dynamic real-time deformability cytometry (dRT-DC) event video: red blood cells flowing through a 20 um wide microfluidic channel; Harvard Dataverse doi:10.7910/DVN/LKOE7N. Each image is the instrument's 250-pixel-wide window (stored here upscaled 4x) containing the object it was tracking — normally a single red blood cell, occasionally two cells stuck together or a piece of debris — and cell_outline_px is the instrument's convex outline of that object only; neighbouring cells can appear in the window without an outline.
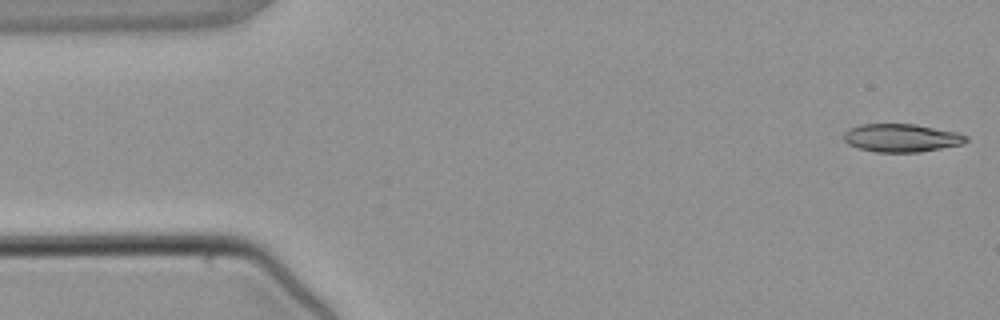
{"species": "common noctule bat (a hibernating species)", "species_latin": "Nyctalus noctula", "temperature_condition": "warm", "stored_images_in_passage": 4, "camera_frame_rate_fps": 3000, "um_per_image_px": 0.085, "animal": {"sex": "male", "body_mass_g": 21.5, "forearm_length_mm": 52.0}, "frame": {"image": 1, "passage_image": 1, "time_ms": 0.0, "image_size_px": [1000, 320], "cell_outline_px": [[968, 140], [964, 144], [920, 152], [876, 152], [860, 148], [848, 144], [844, 140], [844, 132], [848, 128], [860, 124], [916, 124], [956, 132], [968, 136]], "centroid_in_image_um": [76.63, 11.72], "position_along_channel_um": 8.4, "area_um2": 20.11}}
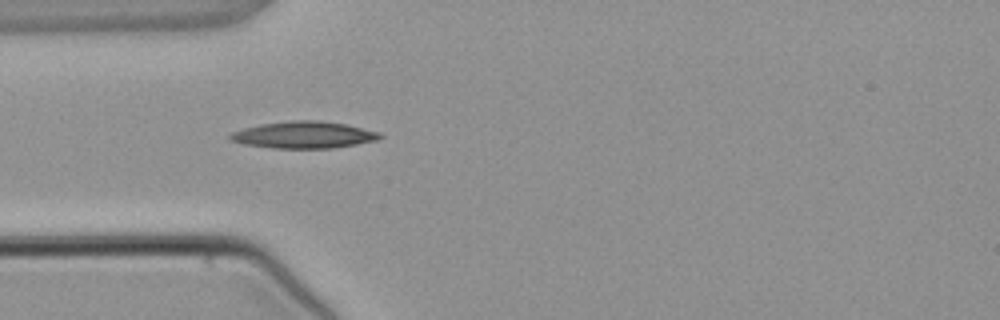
{"frame": {"image": 2, "passage_image": 4, "time_ms": 3.667, "image_size_px": [1000, 320], "cell_outline_px": [[384, 136], [376, 140], [356, 144], [332, 148], [272, 148], [244, 144], [228, 140], [228, 136], [232, 132], [244, 128], [260, 124], [292, 120], [316, 120], [344, 124], [380, 132]], "centroid_in_image_um": [25.79, 11.46], "position_along_channel_um": 59.2, "area_um2": 23.35}}